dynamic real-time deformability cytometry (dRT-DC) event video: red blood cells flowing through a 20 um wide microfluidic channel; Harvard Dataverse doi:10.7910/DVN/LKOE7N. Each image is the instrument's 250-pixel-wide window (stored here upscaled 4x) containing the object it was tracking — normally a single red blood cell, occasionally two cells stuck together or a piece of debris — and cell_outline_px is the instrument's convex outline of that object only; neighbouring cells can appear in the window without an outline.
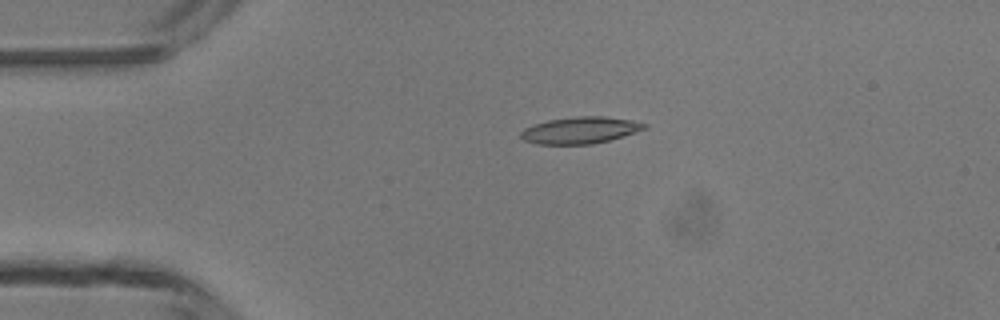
{"species": "common noctule bat (a hibernating species)", "species_latin": "Nyctalus noctula", "temperature_condition": "room temperature", "stored_images_in_passage": 4, "camera_frame_rate_fps": 3000, "um_per_image_px": 0.085, "animal": {"sex": "male", "body_mass_g": 13.3}, "frame": {"image": 1, "passage_image": 3, "time_ms": 2.333, "image_size_px": [1000, 320], "cell_outline_px": [[648, 128], [624, 136], [592, 144], [536, 144], [524, 140], [520, 136], [520, 132], [524, 128], [532, 124], [548, 120], [576, 116], [604, 116], [632, 120], [648, 124]], "centroid_in_image_um": [49.32, 11.06], "position_along_channel_um": 35.7, "area_um2": 19.36}}